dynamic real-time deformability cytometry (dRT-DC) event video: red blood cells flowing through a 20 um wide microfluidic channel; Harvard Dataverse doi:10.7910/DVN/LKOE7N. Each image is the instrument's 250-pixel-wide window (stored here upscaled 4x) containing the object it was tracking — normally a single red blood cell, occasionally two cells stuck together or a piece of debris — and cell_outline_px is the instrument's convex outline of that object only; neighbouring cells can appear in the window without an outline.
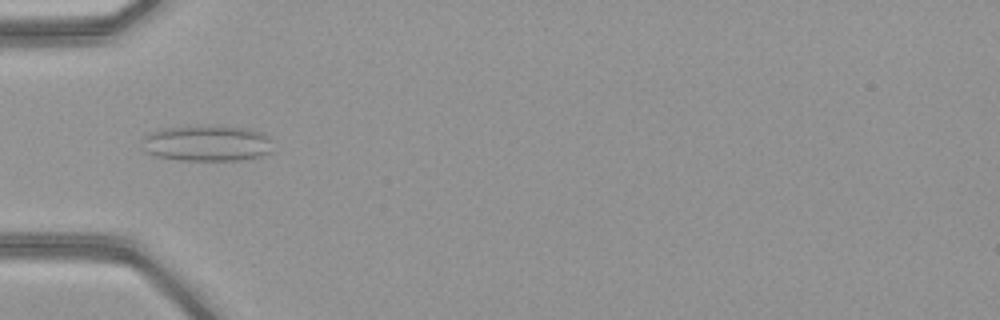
{"species": "common noctule bat (a hibernating species)", "species_latin": "Nyctalus noctula", "temperature_condition": "warm", "stored_images_in_passage": 46, "camera_frame_rate_fps": 3000, "um_per_image_px": 0.085, "animal": {"sex": "female", "body_mass_g": 21.9}, "frame": {"image": 1, "passage_image": 13, "time_ms": 4.0, "image_size_px": [1000, 320], "cell_outline_px": [[272, 152], [260, 156], [240, 160], [176, 160], [152, 156], [144, 152], [140, 140], [148, 132], [160, 128], [196, 124], [252, 128], [264, 132], [272, 140]], "centroid_in_image_um": [17.55, 12.15], "position_along_channel_um": 67.5, "area_um2": 28.67}}
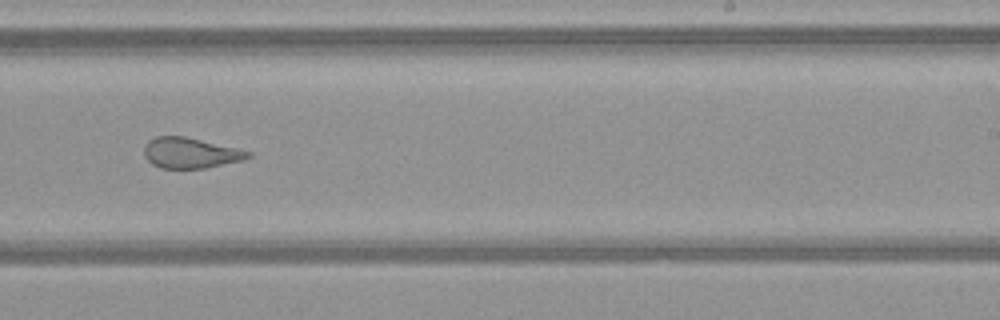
{"frame": {"image": 2, "passage_image": 28, "time_ms": 9.0, "image_size_px": [1000, 320], "cell_outline_px": [[252, 156], [244, 160], [204, 168], [160, 168], [152, 164], [144, 156], [144, 144], [148, 140], [156, 136], [184, 136], [236, 148], [252, 152]], "centroid_in_image_um": [16.16, 13.0], "position_along_channel_um": 272.8, "area_um2": 18.5}}
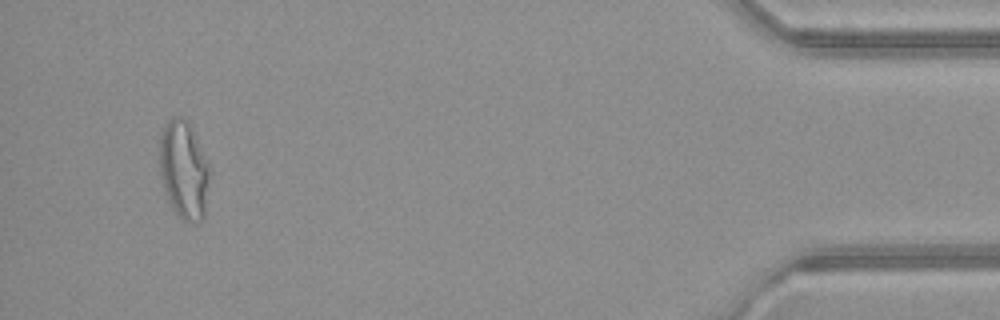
{"frame": {"image": 3, "passage_image": 44, "time_ms": 14.333, "image_size_px": [1000, 320], "cell_outline_px": [[212, 172], [204, 216], [200, 224], [184, 220], [172, 208], [168, 200], [164, 188], [160, 172], [160, 132], [168, 120], [176, 116], [184, 116], [188, 120], [208, 160]], "centroid_in_image_um": [15.67, 14.43], "position_along_channel_um": 419.5, "area_um2": 29.25}, "authors_computed_cell_mechanics": {"area_um2": 23.12, "velocity_mm_per_s": 4.0966, "shape_relaxation_time_tau1_ms": null, "shape_relaxation_time_tau2_ms": 1.1096, "deformation_change_tau1": null, "deformation_change_tau2": 0.0988}}